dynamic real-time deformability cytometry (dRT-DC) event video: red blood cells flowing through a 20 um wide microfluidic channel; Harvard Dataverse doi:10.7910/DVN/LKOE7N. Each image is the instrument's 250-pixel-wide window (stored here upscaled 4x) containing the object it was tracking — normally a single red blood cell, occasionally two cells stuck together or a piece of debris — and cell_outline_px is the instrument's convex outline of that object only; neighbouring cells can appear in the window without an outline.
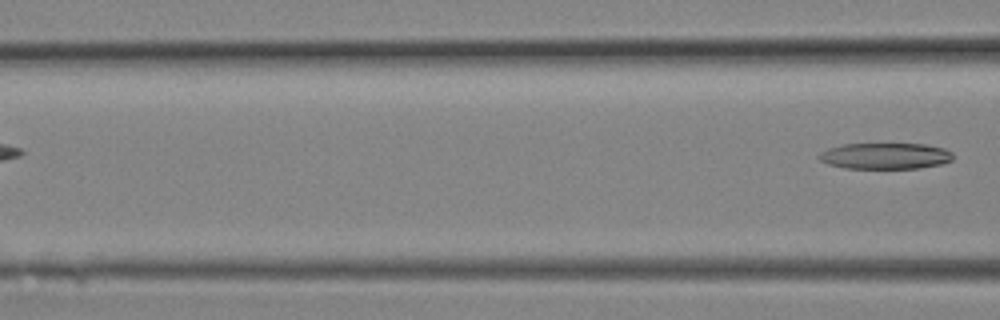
{"species": "Egyptian fruit bat (a non-hibernating species)", "species_latin": "Rousettus aegyptiacus", "temperature_condition": "room temperature", "stored_images_in_passage": 4, "segment_of_instrument_passage": [2, 2], "camera_frame_rate_fps": 3000, "um_per_image_px": 0.085, "animal": {"sex": "female"}, "frame": {"image": 1, "passage_image": 4, "time_ms": 1.0, "image_size_px": [1000, 320], "cell_outline_px": [[952, 160], [940, 164], [920, 168], [844, 168], [828, 164], [820, 160], [816, 156], [820, 152], [828, 148], [840, 144], [924, 144], [944, 148], [952, 152]], "centroid_in_image_um": [75.21, 13.25], "position_along_channel_um": 91.4, "area_um2": 20.46}}